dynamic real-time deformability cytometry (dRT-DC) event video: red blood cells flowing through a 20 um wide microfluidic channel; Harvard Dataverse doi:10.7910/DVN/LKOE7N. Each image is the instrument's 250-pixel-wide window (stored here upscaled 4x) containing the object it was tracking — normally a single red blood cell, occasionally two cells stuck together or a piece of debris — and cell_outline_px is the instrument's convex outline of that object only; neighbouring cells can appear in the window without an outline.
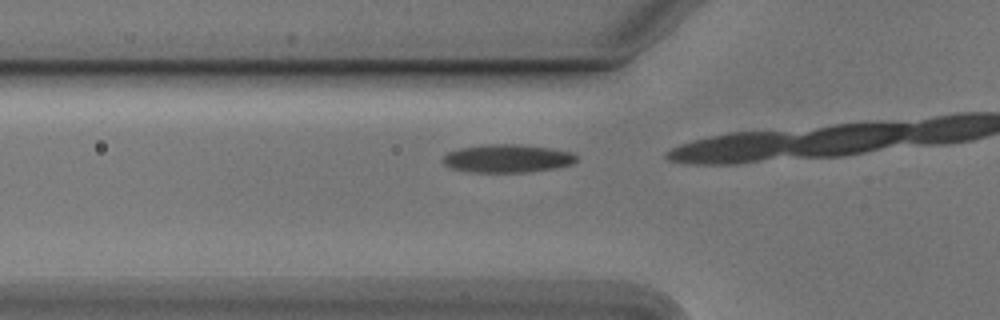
{"species": "Egyptian fruit bat (a non-hibernating species)", "species_latin": "Rousettus aegyptiacus", "temperature_condition": "cold", "stored_images_in_passage": 6, "camera_frame_rate_fps": 3000, "um_per_image_px": 0.085, "animal": {"sex": "male"}, "frame": {"image": 1, "passage_image": 5, "time_ms": 1.333, "image_size_px": [1000, 320], "cell_outline_px": [[576, 160], [572, 164], [552, 168], [524, 172], [472, 172], [452, 168], [444, 164], [444, 156], [448, 152], [460, 148], [488, 144], [520, 144], [548, 148], [572, 152], [576, 156]], "centroid_in_image_um": [43.11, 13.46], "position_along_channel_um": 82.7, "area_um2": 21.56}}